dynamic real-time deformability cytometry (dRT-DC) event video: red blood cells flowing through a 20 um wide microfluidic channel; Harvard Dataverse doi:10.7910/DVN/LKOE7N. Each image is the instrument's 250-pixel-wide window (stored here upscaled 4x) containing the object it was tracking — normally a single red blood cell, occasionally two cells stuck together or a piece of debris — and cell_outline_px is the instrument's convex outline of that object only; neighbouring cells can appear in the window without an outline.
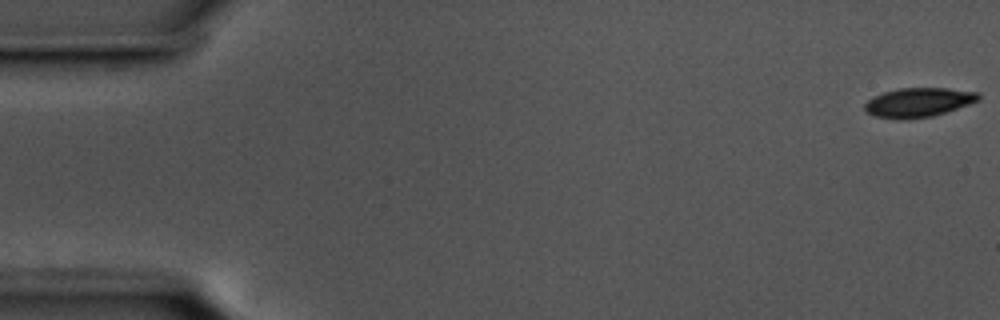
{"species": "common noctule bat (a hibernating species)", "species_latin": "Nyctalus noctula", "temperature_condition": "cold", "stored_images_in_passage": 56, "camera_frame_rate_fps": 3000, "um_per_image_px": 0.085, "animal": {"sex": "male", "body_mass_g": 17.5, "forearm_length_mm": 52.3}, "frame": {"image": 1, "passage_image": 1, "time_ms": 0.0, "image_size_px": [1000, 320], "cell_outline_px": [[980, 100], [932, 116], [904, 120], [900, 120], [876, 116], [868, 112], [864, 108], [864, 104], [868, 100], [884, 92], [900, 88], [948, 88], [980, 92]], "centroid_in_image_um": [78.08, 8.7], "position_along_channel_um": 6.9, "area_um2": 19.25}}
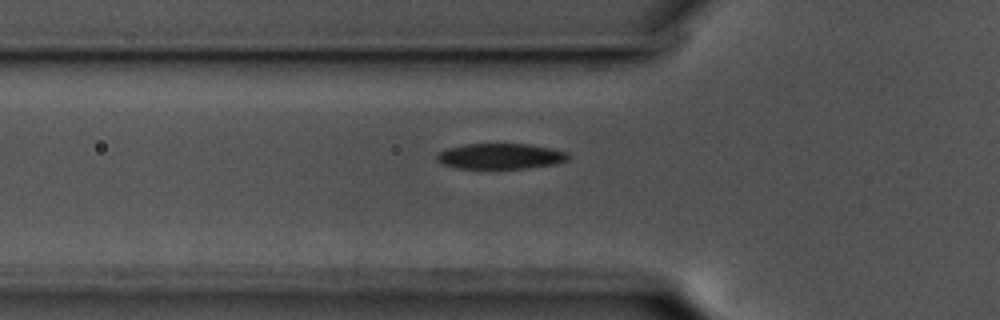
{"frame": {"image": 2, "passage_image": 19, "time_ms": 6.0, "image_size_px": [1000, 320], "cell_outline_px": [[568, 160], [556, 164], [524, 168], [456, 168], [444, 164], [436, 160], [436, 156], [440, 152], [448, 148], [464, 144], [528, 144], [552, 148], [568, 152]], "centroid_in_image_um": [42.56, 13.27], "position_along_channel_um": 83.2, "area_um2": 19.48}}
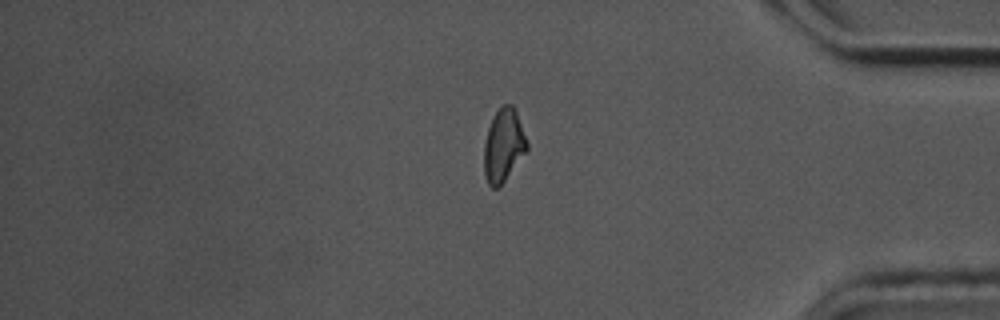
{"frame": {"image": 3, "passage_image": 47, "time_ms": 15.333, "image_size_px": [1000, 320], "cell_outline_px": [[528, 148], [504, 180], [496, 188], [492, 188], [488, 184], [484, 172], [484, 144], [488, 128], [496, 112], [504, 104], [512, 104], [516, 112], [528, 144]], "centroid_in_image_um": [42.78, 12.35], "position_along_channel_um": 392.4, "area_um2": 17.69}, "authors_computed_cell_mechanics": {"area_um2": 19.3052, "velocity_mm_per_s": 3.5868, "shape_relaxation_time_tau1_ms": 3.0145, "shape_relaxation_time_tau2_ms": 8.3454, "deformation_change_tau1": 0.1199, "deformation_change_tau2": 0.163}}